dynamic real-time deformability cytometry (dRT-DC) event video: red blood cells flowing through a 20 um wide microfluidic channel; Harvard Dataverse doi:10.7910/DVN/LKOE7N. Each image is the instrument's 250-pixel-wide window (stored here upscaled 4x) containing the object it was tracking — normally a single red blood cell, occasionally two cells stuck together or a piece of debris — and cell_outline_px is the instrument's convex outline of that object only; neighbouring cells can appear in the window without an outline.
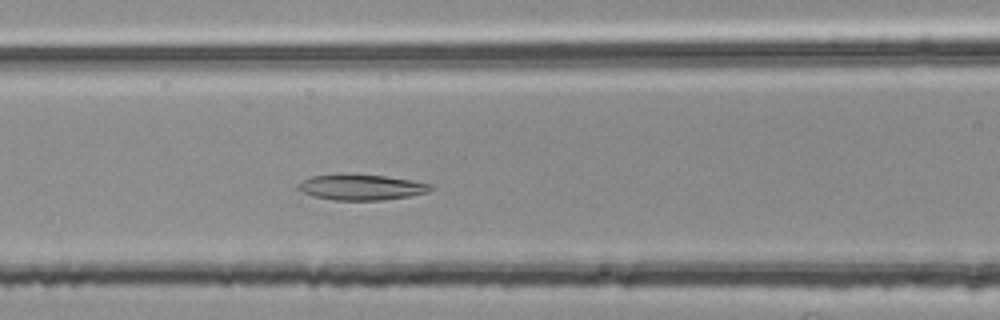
{"species": "common noctule bat (a hibernating species)", "species_latin": "Nyctalus noctula", "temperature_condition": "room temperature", "stored_images_in_passage": 43, "camera_frame_rate_fps": 3000, "um_per_image_px": 0.085, "animal": {"sex": "female", "body_mass_g": 25.1}, "frame": {"image": 1, "passage_image": 18, "time_ms": 5.667, "image_size_px": [1000, 320], "cell_outline_px": [[436, 188], [428, 192], [408, 196], [384, 200], [336, 200], [312, 196], [296, 188], [304, 180], [312, 176], [384, 176], [412, 180], [436, 184]], "centroid_in_image_um": [30.84, 15.95], "position_along_channel_um": 135.8, "area_um2": 19.19}}
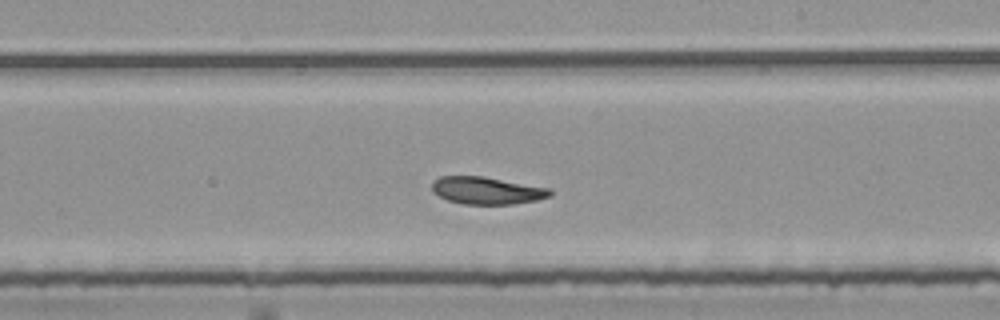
{"frame": {"image": 2, "passage_image": 27, "time_ms": 8.667, "image_size_px": [1000, 320], "cell_outline_px": [[552, 196], [536, 200], [512, 204], [464, 204], [448, 200], [432, 192], [432, 180], [440, 176], [484, 176], [552, 188]], "centroid_in_image_um": [41.4, 16.18], "position_along_channel_um": 247.6, "area_um2": 19.02}}
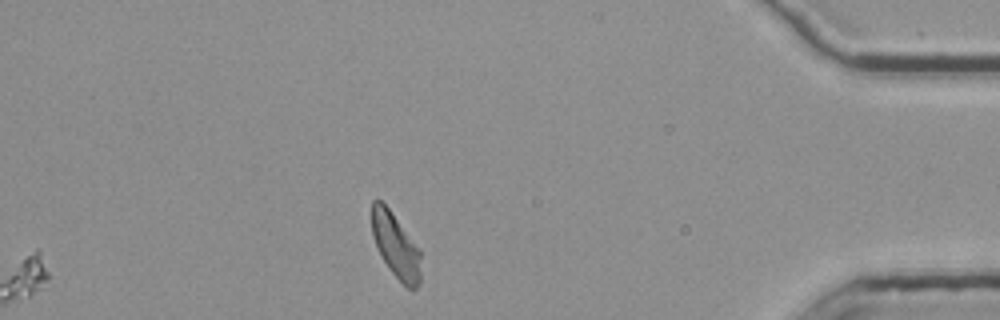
{"frame": {"image": 3, "passage_image": 43, "time_ms": 14.0, "image_size_px": [1000, 320], "cell_outline_px": [[420, 284], [412, 292], [388, 268], [380, 256], [372, 236], [372, 200], [380, 200], [388, 208], [420, 248]], "centroid_in_image_um": [33.64, 20.91], "position_along_channel_um": 401.6, "area_um2": 18.5}, "authors_computed_cell_mechanics": {"area_um2": 19.363, "velocity_mm_per_s": 3.7317, "shape_relaxation_time_tau1_ms": null, "shape_relaxation_time_tau2_ms": 5.7135, "deformation_change_tau1": null, "deformation_change_tau2": 0.1189}}